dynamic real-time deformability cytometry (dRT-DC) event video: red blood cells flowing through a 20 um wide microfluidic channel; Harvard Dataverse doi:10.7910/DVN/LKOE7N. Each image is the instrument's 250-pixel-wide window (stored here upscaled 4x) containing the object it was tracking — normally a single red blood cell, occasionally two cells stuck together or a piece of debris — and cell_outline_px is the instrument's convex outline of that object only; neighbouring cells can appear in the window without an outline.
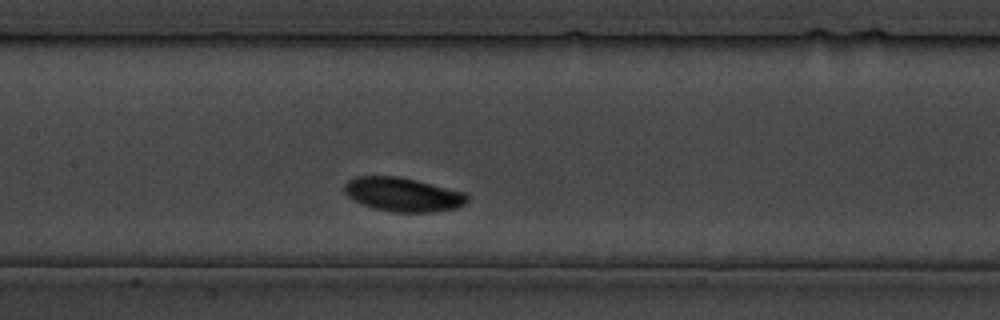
{"species": "common noctule bat (a hibernating species)", "species_latin": "Nyctalus noctula", "temperature_condition": "cold", "stored_images_in_passage": 27, "camera_frame_rate_fps": 3000, "um_per_image_px": 0.085, "animal": {"sex": "male", "body_mass_g": 19.5, "forearm_length_mm": 54.6}, "frame": {"image": 1, "passage_image": 8, "time_ms": 9.0, "image_size_px": [1000, 320], "cell_outline_px": [[468, 200], [464, 204], [456, 208], [432, 212], [392, 212], [372, 208], [360, 204], [352, 200], [344, 192], [344, 184], [348, 180], [356, 176], [396, 176], [416, 180], [464, 192], [468, 196]], "centroid_in_image_um": [34.2, 16.54], "position_along_channel_um": 173.2, "area_um2": 24.39}}
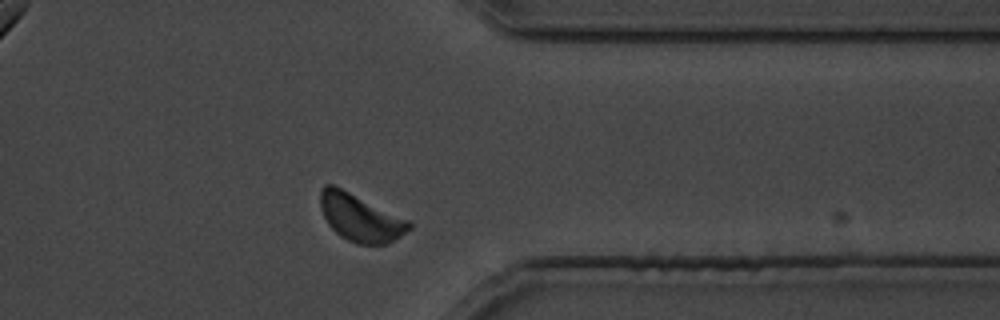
{"frame": {"image": 2, "passage_image": 20, "time_ms": 23.667, "image_size_px": [1000, 320], "cell_outline_px": [[412, 228], [400, 236], [384, 244], [356, 244], [340, 236], [328, 224], [320, 208], [320, 188], [324, 184], [332, 184], [412, 220]], "centroid_in_image_um": [30.64, 18.49], "position_along_channel_um": 380.8, "area_um2": 24.62}}